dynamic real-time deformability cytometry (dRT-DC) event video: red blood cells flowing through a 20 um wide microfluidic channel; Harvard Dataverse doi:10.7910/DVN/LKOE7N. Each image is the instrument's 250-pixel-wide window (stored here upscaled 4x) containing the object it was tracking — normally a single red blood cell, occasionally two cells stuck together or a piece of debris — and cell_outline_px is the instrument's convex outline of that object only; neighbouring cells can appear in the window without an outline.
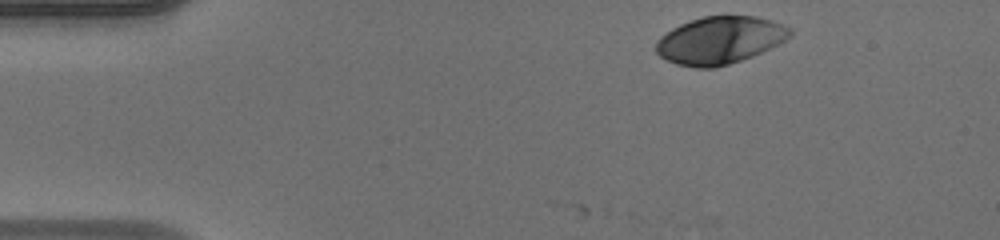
{"species": "human", "species_latin": "Homo sapiens", "temperature_condition": "warm", "stored_images_in_passage": 12, "camera_frame_rate_fps": 3000, "um_per_image_px": 0.085, "donor": {"sex": "male"}, "frame": {"image": 1, "passage_image": 1, "time_ms": 0.0, "image_size_px": [1000, 240], "cell_outline_px": [[792, 32], [784, 40], [752, 56], [716, 68], [696, 68], [676, 64], [660, 56], [656, 52], [656, 40], [660, 36], [672, 28], [680, 24], [704, 16], [756, 16], [772, 20], [792, 28]], "centroid_in_image_um": [61.15, 3.42], "position_along_channel_um": 23.8, "area_um2": 36.76}}
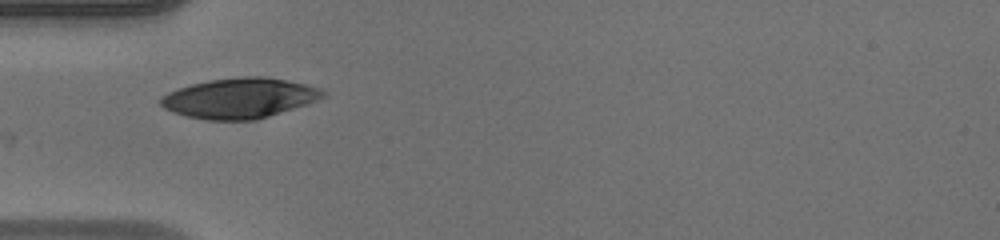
{"frame": {"image": 2, "passage_image": 10, "time_ms": 3.0, "image_size_px": [1000, 240], "cell_outline_px": [[328, 92], [324, 96], [316, 100], [256, 120], [208, 120], [188, 116], [172, 112], [164, 108], [156, 100], [160, 96], [168, 92], [192, 84], [208, 80], [244, 76], [264, 76], [304, 84], [320, 88]], "centroid_in_image_um": [20.31, 8.34], "position_along_channel_um": 64.7, "area_um2": 37.74}}